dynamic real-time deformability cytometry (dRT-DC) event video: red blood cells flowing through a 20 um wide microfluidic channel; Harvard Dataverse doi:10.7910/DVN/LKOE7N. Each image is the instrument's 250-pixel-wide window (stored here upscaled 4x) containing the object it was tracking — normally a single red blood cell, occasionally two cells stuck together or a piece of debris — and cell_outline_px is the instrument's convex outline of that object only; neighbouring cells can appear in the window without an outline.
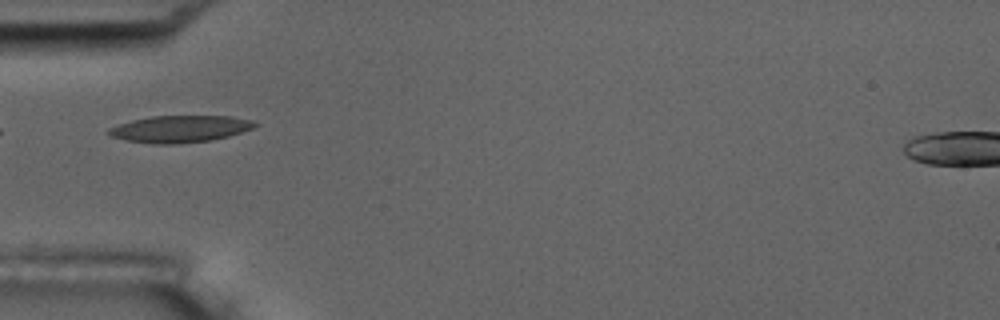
{"species": "common noctule bat (a hibernating species)", "species_latin": "Nyctalus noctula", "temperature_condition": "room temperature", "stored_images_in_passage": 6, "camera_frame_rate_fps": 3000, "um_per_image_px": 0.085, "animal": {"sex": "male", "body_mass_g": 17.5, "forearm_length_mm": 52.3}, "frame": {"image": 1, "passage_image": 5, "time_ms": 5.333, "image_size_px": [1000, 320], "cell_outline_px": [[260, 124], [252, 128], [228, 136], [212, 140], [176, 144], [152, 144], [128, 140], [108, 136], [104, 132], [108, 128], [116, 124], [132, 120], [152, 116], [232, 116], [252, 120]], "centroid_in_image_um": [15.24, 10.96], "position_along_channel_um": 69.8, "area_um2": 23.12}}